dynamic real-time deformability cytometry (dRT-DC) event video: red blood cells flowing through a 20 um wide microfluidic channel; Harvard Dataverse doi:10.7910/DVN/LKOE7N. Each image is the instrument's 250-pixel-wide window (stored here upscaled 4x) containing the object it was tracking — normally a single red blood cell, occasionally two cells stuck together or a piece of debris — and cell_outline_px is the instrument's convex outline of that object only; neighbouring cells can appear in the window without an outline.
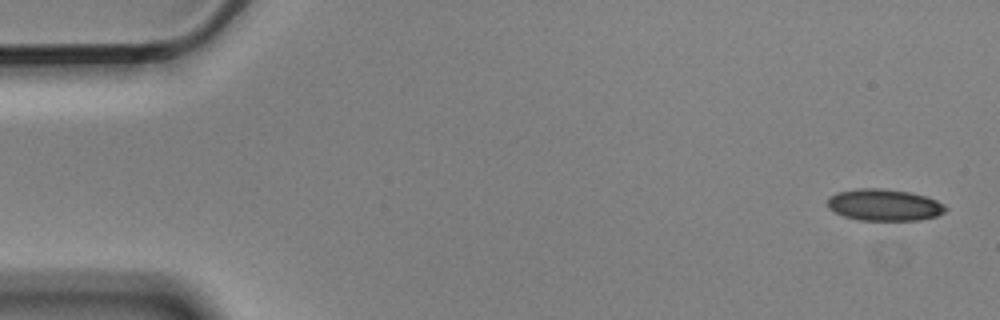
{"species": "Egyptian fruit bat (a non-hibernating species)", "species_latin": "Rousettus aegyptiacus", "temperature_condition": "cold", "stored_images_in_passage": 6, "camera_frame_rate_fps": 3000, "um_per_image_px": 0.085, "animal": {"sex": "male"}, "frame": {"image": 1, "passage_image": 1, "time_ms": 0.0, "image_size_px": [1000, 320], "cell_outline_px": [[948, 208], [944, 212], [936, 216], [920, 220], [856, 220], [844, 216], [828, 208], [828, 196], [836, 192], [856, 188], [880, 188], [908, 192], [924, 196], [936, 200], [944, 204]], "centroid_in_image_um": [75.13, 17.42], "position_along_channel_um": 9.9, "area_um2": 21.85}}
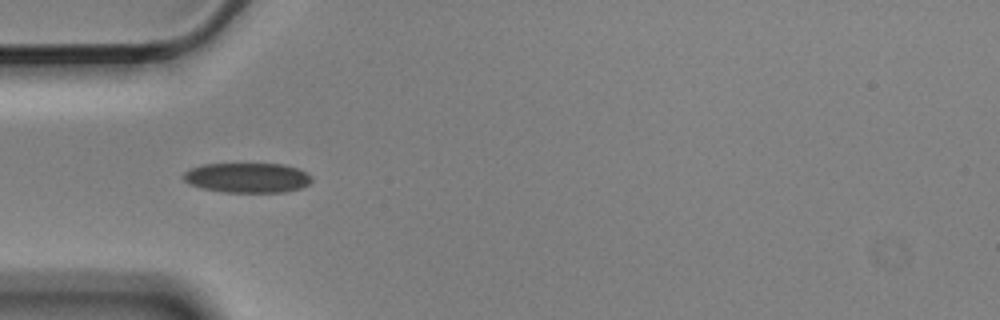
{"frame": {"image": 2, "passage_image": 5, "time_ms": 1.333, "image_size_px": [1000, 320], "cell_outline_px": [[312, 180], [308, 184], [300, 188], [284, 192], [224, 192], [200, 188], [188, 184], [184, 180], [184, 172], [192, 168], [204, 164], [284, 164], [300, 168], [308, 172], [312, 176]], "centroid_in_image_um": [21.06, 15.1], "position_along_channel_um": 63.9, "area_um2": 22.48}}
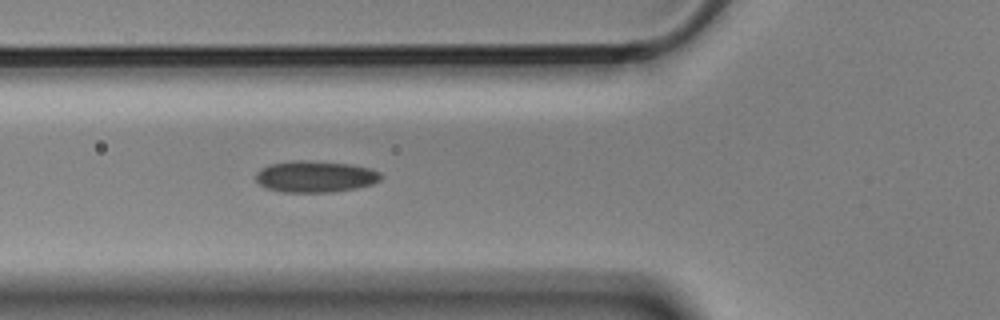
{"frame": {"image": 3, "passage_image": 6, "time_ms": 1.667, "image_size_px": [1000, 320], "cell_outline_px": [[384, 176], [380, 180], [372, 184], [356, 188], [332, 192], [280, 192], [268, 188], [260, 184], [256, 180], [256, 172], [260, 168], [268, 164], [292, 160], [308, 160], [352, 164], [372, 168], [380, 172]], "centroid_in_image_um": [26.81, 14.99], "position_along_channel_um": 99.0, "area_um2": 23.29}}